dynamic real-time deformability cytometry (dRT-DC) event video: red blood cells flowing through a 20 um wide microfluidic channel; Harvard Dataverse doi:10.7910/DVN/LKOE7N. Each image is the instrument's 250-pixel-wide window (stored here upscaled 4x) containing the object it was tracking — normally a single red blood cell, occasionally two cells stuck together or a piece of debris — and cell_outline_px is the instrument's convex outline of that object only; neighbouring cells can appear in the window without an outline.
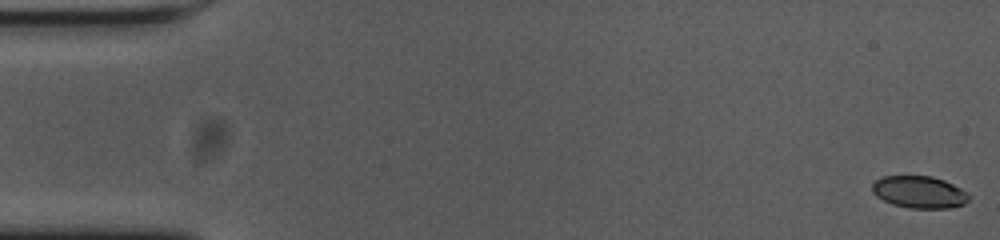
{"species": "common noctule bat (a hibernating species)", "species_latin": "Nyctalus noctula", "temperature_condition": "cold", "stored_images_in_passage": 55, "camera_frame_rate_fps": 3000, "um_per_image_px": 0.085, "animal": {"sex": "female", "body_mass_g": 23.0, "forearm_length_mm": 53.4}, "frame": {"image": 1, "passage_image": 1, "time_ms": 0.0, "image_size_px": [1000, 240], "cell_outline_px": [[972, 196], [964, 204], [948, 208], [912, 208], [892, 204], [876, 196], [872, 192], [872, 184], [876, 180], [884, 176], [932, 176], [944, 180], [968, 192]], "centroid_in_image_um": [78.16, 16.32], "position_along_channel_um": 6.8, "area_um2": 18.09}}
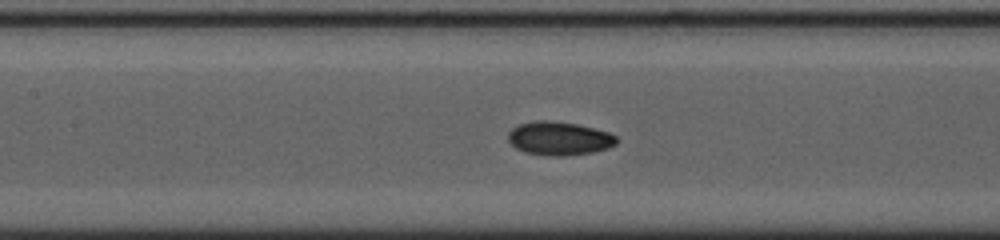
{"frame": {"image": 2, "passage_image": 25, "time_ms": 8.0, "image_size_px": [1000, 240], "cell_outline_px": [[616, 144], [608, 148], [592, 152], [564, 156], [548, 156], [524, 152], [516, 148], [508, 140], [508, 132], [512, 128], [520, 124], [536, 120], [552, 120], [576, 124], [608, 132], [616, 136]], "centroid_in_image_um": [47.5, 11.77], "position_along_channel_um": 159.9, "area_um2": 21.15}}
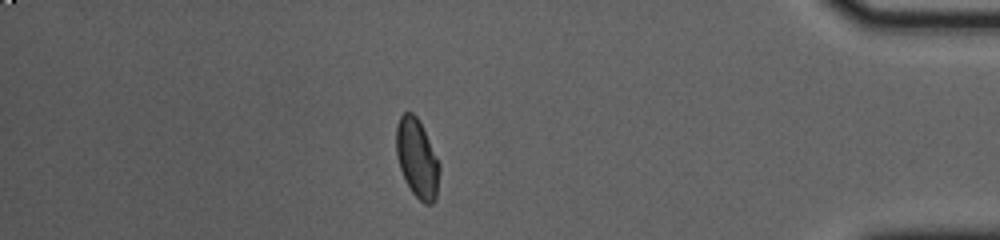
{"frame": {"image": 3, "passage_image": 48, "time_ms": 15.667, "image_size_px": [1000, 240], "cell_outline_px": [[440, 172], [436, 200], [432, 204], [424, 204], [412, 192], [400, 168], [396, 156], [396, 128], [400, 116], [404, 112], [412, 112], [416, 116], [440, 164]], "centroid_in_image_um": [35.45, 13.49], "position_along_channel_um": 399.7, "area_um2": 19.59}, "authors_computed_cell_mechanics": {"area_um2": 19.652, "velocity_mm_per_s": 3.6789, "shape_relaxation_time_tau1_ms": 3.2077, "shape_relaxation_time_tau2_ms": 2.3025, "deformation_change_tau1": 0.1154, "deformation_change_tau2": 0.0572}}